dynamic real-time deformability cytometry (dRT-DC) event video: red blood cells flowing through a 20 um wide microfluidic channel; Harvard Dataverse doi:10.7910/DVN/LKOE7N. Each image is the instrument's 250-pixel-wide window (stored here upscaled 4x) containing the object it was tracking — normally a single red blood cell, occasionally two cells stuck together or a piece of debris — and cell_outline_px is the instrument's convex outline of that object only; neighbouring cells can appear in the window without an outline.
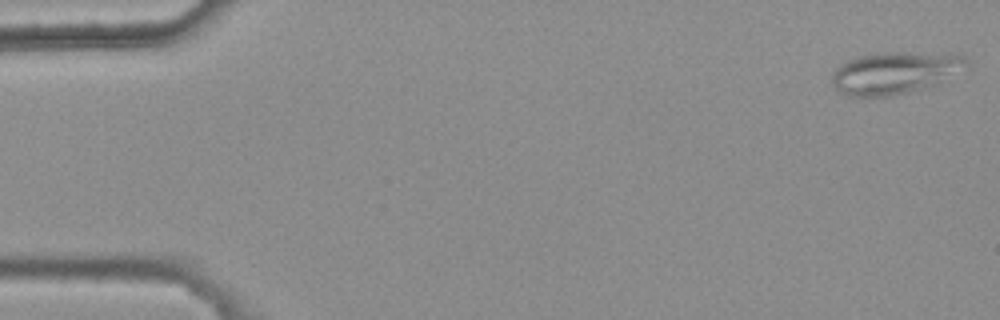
{"species": "common noctule bat (a hibernating species)", "species_latin": "Nyctalus noctula", "temperature_condition": "warm", "stored_images_in_passage": 6, "camera_frame_rate_fps": 3000, "um_per_image_px": 0.085, "animal": {"sex": "female", "body_mass_g": 25.1}, "frame": {"image": 1, "passage_image": 1, "time_ms": 0.0, "image_size_px": [1000, 320], "cell_outline_px": [[968, 64], [936, 84], [924, 88], [892, 96], [848, 96], [836, 92], [832, 84], [832, 72], [840, 64], [848, 60], [860, 56], [880, 52], [964, 52], [968, 60]], "centroid_in_image_um": [76.07, 6.16], "position_along_channel_um": 8.9, "area_um2": 33.52}}